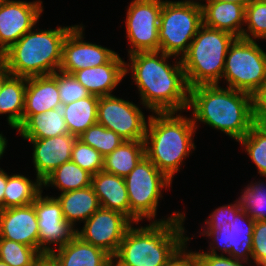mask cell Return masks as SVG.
<instances>
[{
    "instance_id": "cell-1",
    "label": "cell",
    "mask_w": 266,
    "mask_h": 266,
    "mask_svg": "<svg viewBox=\"0 0 266 266\" xmlns=\"http://www.w3.org/2000/svg\"><path fill=\"white\" fill-rule=\"evenodd\" d=\"M170 57L162 51L136 52L129 55L130 63L125 62V75L132 71L141 104L152 114L178 113L188 108L189 87L182 61L176 59L171 65L167 60Z\"/></svg>"
},
{
    "instance_id": "cell-2",
    "label": "cell",
    "mask_w": 266,
    "mask_h": 266,
    "mask_svg": "<svg viewBox=\"0 0 266 266\" xmlns=\"http://www.w3.org/2000/svg\"><path fill=\"white\" fill-rule=\"evenodd\" d=\"M218 84L189 88L188 109H193L192 120L221 130L240 141L254 124L255 98L245 92L219 87Z\"/></svg>"
},
{
    "instance_id": "cell-3",
    "label": "cell",
    "mask_w": 266,
    "mask_h": 266,
    "mask_svg": "<svg viewBox=\"0 0 266 266\" xmlns=\"http://www.w3.org/2000/svg\"><path fill=\"white\" fill-rule=\"evenodd\" d=\"M170 216L152 220L140 228L131 225L112 257L113 266H164L185 242L192 239L185 236V215L173 212Z\"/></svg>"
},
{
    "instance_id": "cell-4",
    "label": "cell",
    "mask_w": 266,
    "mask_h": 266,
    "mask_svg": "<svg viewBox=\"0 0 266 266\" xmlns=\"http://www.w3.org/2000/svg\"><path fill=\"white\" fill-rule=\"evenodd\" d=\"M149 115L145 134V156L171 181L184 159L196 146L197 130L191 117L175 112ZM177 115V116H175Z\"/></svg>"
},
{
    "instance_id": "cell-5",
    "label": "cell",
    "mask_w": 266,
    "mask_h": 266,
    "mask_svg": "<svg viewBox=\"0 0 266 266\" xmlns=\"http://www.w3.org/2000/svg\"><path fill=\"white\" fill-rule=\"evenodd\" d=\"M73 27L32 28L0 56V61L14 76L51 75L60 68L63 42Z\"/></svg>"
},
{
    "instance_id": "cell-6",
    "label": "cell",
    "mask_w": 266,
    "mask_h": 266,
    "mask_svg": "<svg viewBox=\"0 0 266 266\" xmlns=\"http://www.w3.org/2000/svg\"><path fill=\"white\" fill-rule=\"evenodd\" d=\"M232 34L202 25L181 58L189 88L219 84Z\"/></svg>"
},
{
    "instance_id": "cell-7",
    "label": "cell",
    "mask_w": 266,
    "mask_h": 266,
    "mask_svg": "<svg viewBox=\"0 0 266 266\" xmlns=\"http://www.w3.org/2000/svg\"><path fill=\"white\" fill-rule=\"evenodd\" d=\"M202 25L200 2L165 0L159 19V51L181 59Z\"/></svg>"
},
{
    "instance_id": "cell-8",
    "label": "cell",
    "mask_w": 266,
    "mask_h": 266,
    "mask_svg": "<svg viewBox=\"0 0 266 266\" xmlns=\"http://www.w3.org/2000/svg\"><path fill=\"white\" fill-rule=\"evenodd\" d=\"M223 78L229 88L255 98L266 86V52L255 40L235 38L227 51Z\"/></svg>"
},
{
    "instance_id": "cell-9",
    "label": "cell",
    "mask_w": 266,
    "mask_h": 266,
    "mask_svg": "<svg viewBox=\"0 0 266 266\" xmlns=\"http://www.w3.org/2000/svg\"><path fill=\"white\" fill-rule=\"evenodd\" d=\"M130 203V220L136 225L144 218L156 217L163 188L172 181L162 173L146 156L124 178Z\"/></svg>"
},
{
    "instance_id": "cell-10",
    "label": "cell",
    "mask_w": 266,
    "mask_h": 266,
    "mask_svg": "<svg viewBox=\"0 0 266 266\" xmlns=\"http://www.w3.org/2000/svg\"><path fill=\"white\" fill-rule=\"evenodd\" d=\"M255 222L241 209L232 222L206 223L207 228L205 227L200 234L213 239V243L210 242L209 245L211 250L207 253L218 255L217 248L222 251V255L224 252L237 260L250 261L252 259V235Z\"/></svg>"
},
{
    "instance_id": "cell-11",
    "label": "cell",
    "mask_w": 266,
    "mask_h": 266,
    "mask_svg": "<svg viewBox=\"0 0 266 266\" xmlns=\"http://www.w3.org/2000/svg\"><path fill=\"white\" fill-rule=\"evenodd\" d=\"M164 0H132L127 8L128 54L159 51V19Z\"/></svg>"
},
{
    "instance_id": "cell-12",
    "label": "cell",
    "mask_w": 266,
    "mask_h": 266,
    "mask_svg": "<svg viewBox=\"0 0 266 266\" xmlns=\"http://www.w3.org/2000/svg\"><path fill=\"white\" fill-rule=\"evenodd\" d=\"M141 108L114 95L99 97L97 123L124 140H145L148 121ZM147 121V122H146Z\"/></svg>"
},
{
    "instance_id": "cell-13",
    "label": "cell",
    "mask_w": 266,
    "mask_h": 266,
    "mask_svg": "<svg viewBox=\"0 0 266 266\" xmlns=\"http://www.w3.org/2000/svg\"><path fill=\"white\" fill-rule=\"evenodd\" d=\"M131 225L133 222L123 213L100 207L84 222L80 231L76 229L75 235L113 257Z\"/></svg>"
},
{
    "instance_id": "cell-14",
    "label": "cell",
    "mask_w": 266,
    "mask_h": 266,
    "mask_svg": "<svg viewBox=\"0 0 266 266\" xmlns=\"http://www.w3.org/2000/svg\"><path fill=\"white\" fill-rule=\"evenodd\" d=\"M33 206L39 227V252L50 255L53 251L51 244L62 247L75 236L76 229L64 219L61 204L55 197L42 196L41 193Z\"/></svg>"
},
{
    "instance_id": "cell-15",
    "label": "cell",
    "mask_w": 266,
    "mask_h": 266,
    "mask_svg": "<svg viewBox=\"0 0 266 266\" xmlns=\"http://www.w3.org/2000/svg\"><path fill=\"white\" fill-rule=\"evenodd\" d=\"M43 12L42 1L8 0L0 6V56L25 33L36 28Z\"/></svg>"
},
{
    "instance_id": "cell-16",
    "label": "cell",
    "mask_w": 266,
    "mask_h": 266,
    "mask_svg": "<svg viewBox=\"0 0 266 266\" xmlns=\"http://www.w3.org/2000/svg\"><path fill=\"white\" fill-rule=\"evenodd\" d=\"M84 26L74 25L67 34L62 46V61L59 71L73 74L76 71L107 63L115 51L83 40Z\"/></svg>"
},
{
    "instance_id": "cell-17",
    "label": "cell",
    "mask_w": 266,
    "mask_h": 266,
    "mask_svg": "<svg viewBox=\"0 0 266 266\" xmlns=\"http://www.w3.org/2000/svg\"><path fill=\"white\" fill-rule=\"evenodd\" d=\"M0 238L24 244L39 251V227L33 203L0 210Z\"/></svg>"
},
{
    "instance_id": "cell-18",
    "label": "cell",
    "mask_w": 266,
    "mask_h": 266,
    "mask_svg": "<svg viewBox=\"0 0 266 266\" xmlns=\"http://www.w3.org/2000/svg\"><path fill=\"white\" fill-rule=\"evenodd\" d=\"M77 137L67 133L45 139H25L33 144V164L36 178L43 181L62 164L71 160Z\"/></svg>"
},
{
    "instance_id": "cell-19",
    "label": "cell",
    "mask_w": 266,
    "mask_h": 266,
    "mask_svg": "<svg viewBox=\"0 0 266 266\" xmlns=\"http://www.w3.org/2000/svg\"><path fill=\"white\" fill-rule=\"evenodd\" d=\"M72 75L91 95L109 96L126 76L125 61L116 53L107 63L76 71Z\"/></svg>"
},
{
    "instance_id": "cell-20",
    "label": "cell",
    "mask_w": 266,
    "mask_h": 266,
    "mask_svg": "<svg viewBox=\"0 0 266 266\" xmlns=\"http://www.w3.org/2000/svg\"><path fill=\"white\" fill-rule=\"evenodd\" d=\"M50 257L57 266H113L110 254L76 235L62 247L53 249Z\"/></svg>"
},
{
    "instance_id": "cell-21",
    "label": "cell",
    "mask_w": 266,
    "mask_h": 266,
    "mask_svg": "<svg viewBox=\"0 0 266 266\" xmlns=\"http://www.w3.org/2000/svg\"><path fill=\"white\" fill-rule=\"evenodd\" d=\"M61 107L57 81L51 75L27 78L23 124L32 115Z\"/></svg>"
},
{
    "instance_id": "cell-22",
    "label": "cell",
    "mask_w": 266,
    "mask_h": 266,
    "mask_svg": "<svg viewBox=\"0 0 266 266\" xmlns=\"http://www.w3.org/2000/svg\"><path fill=\"white\" fill-rule=\"evenodd\" d=\"M203 25L242 37L245 6L231 2L206 1L202 4Z\"/></svg>"
},
{
    "instance_id": "cell-23",
    "label": "cell",
    "mask_w": 266,
    "mask_h": 266,
    "mask_svg": "<svg viewBox=\"0 0 266 266\" xmlns=\"http://www.w3.org/2000/svg\"><path fill=\"white\" fill-rule=\"evenodd\" d=\"M91 186L101 207L121 212L130 219V203L123 177L102 170L92 176Z\"/></svg>"
},
{
    "instance_id": "cell-24",
    "label": "cell",
    "mask_w": 266,
    "mask_h": 266,
    "mask_svg": "<svg viewBox=\"0 0 266 266\" xmlns=\"http://www.w3.org/2000/svg\"><path fill=\"white\" fill-rule=\"evenodd\" d=\"M61 204L64 219L75 228V223H83L100 207V202L92 186L66 191L55 197Z\"/></svg>"
},
{
    "instance_id": "cell-25",
    "label": "cell",
    "mask_w": 266,
    "mask_h": 266,
    "mask_svg": "<svg viewBox=\"0 0 266 266\" xmlns=\"http://www.w3.org/2000/svg\"><path fill=\"white\" fill-rule=\"evenodd\" d=\"M26 85V77L12 75L0 92V114H8V125L16 131L23 125Z\"/></svg>"
},
{
    "instance_id": "cell-26",
    "label": "cell",
    "mask_w": 266,
    "mask_h": 266,
    "mask_svg": "<svg viewBox=\"0 0 266 266\" xmlns=\"http://www.w3.org/2000/svg\"><path fill=\"white\" fill-rule=\"evenodd\" d=\"M17 131L23 139H45L69 133L61 108L32 115Z\"/></svg>"
},
{
    "instance_id": "cell-27",
    "label": "cell",
    "mask_w": 266,
    "mask_h": 266,
    "mask_svg": "<svg viewBox=\"0 0 266 266\" xmlns=\"http://www.w3.org/2000/svg\"><path fill=\"white\" fill-rule=\"evenodd\" d=\"M144 156V140H125L104 157L103 171L125 178Z\"/></svg>"
},
{
    "instance_id": "cell-28",
    "label": "cell",
    "mask_w": 266,
    "mask_h": 266,
    "mask_svg": "<svg viewBox=\"0 0 266 266\" xmlns=\"http://www.w3.org/2000/svg\"><path fill=\"white\" fill-rule=\"evenodd\" d=\"M99 97L90 95L84 99L62 105L61 110L70 134L77 138L97 123Z\"/></svg>"
},
{
    "instance_id": "cell-29",
    "label": "cell",
    "mask_w": 266,
    "mask_h": 266,
    "mask_svg": "<svg viewBox=\"0 0 266 266\" xmlns=\"http://www.w3.org/2000/svg\"><path fill=\"white\" fill-rule=\"evenodd\" d=\"M43 184L39 178L35 181L28 177L7 174V184L4 191V209L32 204L43 193Z\"/></svg>"
},
{
    "instance_id": "cell-30",
    "label": "cell",
    "mask_w": 266,
    "mask_h": 266,
    "mask_svg": "<svg viewBox=\"0 0 266 266\" xmlns=\"http://www.w3.org/2000/svg\"><path fill=\"white\" fill-rule=\"evenodd\" d=\"M92 175L83 170L72 160L62 164L43 181L44 187L50 186L59 189L61 193L86 188L91 185Z\"/></svg>"
},
{
    "instance_id": "cell-31",
    "label": "cell",
    "mask_w": 266,
    "mask_h": 266,
    "mask_svg": "<svg viewBox=\"0 0 266 266\" xmlns=\"http://www.w3.org/2000/svg\"><path fill=\"white\" fill-rule=\"evenodd\" d=\"M78 139L96 149L103 157L110 154L125 141L114 131L98 123L90 126Z\"/></svg>"
},
{
    "instance_id": "cell-32",
    "label": "cell",
    "mask_w": 266,
    "mask_h": 266,
    "mask_svg": "<svg viewBox=\"0 0 266 266\" xmlns=\"http://www.w3.org/2000/svg\"><path fill=\"white\" fill-rule=\"evenodd\" d=\"M41 256L36 248L0 238V259L9 266H32Z\"/></svg>"
},
{
    "instance_id": "cell-33",
    "label": "cell",
    "mask_w": 266,
    "mask_h": 266,
    "mask_svg": "<svg viewBox=\"0 0 266 266\" xmlns=\"http://www.w3.org/2000/svg\"><path fill=\"white\" fill-rule=\"evenodd\" d=\"M241 208L255 221H266V187L260 181L247 185L238 198Z\"/></svg>"
},
{
    "instance_id": "cell-34",
    "label": "cell",
    "mask_w": 266,
    "mask_h": 266,
    "mask_svg": "<svg viewBox=\"0 0 266 266\" xmlns=\"http://www.w3.org/2000/svg\"><path fill=\"white\" fill-rule=\"evenodd\" d=\"M239 143L245 147L244 150L258 168L260 176L266 177V134L253 124Z\"/></svg>"
},
{
    "instance_id": "cell-35",
    "label": "cell",
    "mask_w": 266,
    "mask_h": 266,
    "mask_svg": "<svg viewBox=\"0 0 266 266\" xmlns=\"http://www.w3.org/2000/svg\"><path fill=\"white\" fill-rule=\"evenodd\" d=\"M245 24L247 29H243L241 38L266 40V4L260 0H251L245 7Z\"/></svg>"
},
{
    "instance_id": "cell-36",
    "label": "cell",
    "mask_w": 266,
    "mask_h": 266,
    "mask_svg": "<svg viewBox=\"0 0 266 266\" xmlns=\"http://www.w3.org/2000/svg\"><path fill=\"white\" fill-rule=\"evenodd\" d=\"M51 76L57 81L62 105L84 99L91 94L72 74L56 71Z\"/></svg>"
},
{
    "instance_id": "cell-37",
    "label": "cell",
    "mask_w": 266,
    "mask_h": 266,
    "mask_svg": "<svg viewBox=\"0 0 266 266\" xmlns=\"http://www.w3.org/2000/svg\"><path fill=\"white\" fill-rule=\"evenodd\" d=\"M71 160L92 176L103 170L104 157L78 138L72 148Z\"/></svg>"
},
{
    "instance_id": "cell-38",
    "label": "cell",
    "mask_w": 266,
    "mask_h": 266,
    "mask_svg": "<svg viewBox=\"0 0 266 266\" xmlns=\"http://www.w3.org/2000/svg\"><path fill=\"white\" fill-rule=\"evenodd\" d=\"M252 259L256 266H266V221H256L252 235Z\"/></svg>"
},
{
    "instance_id": "cell-39",
    "label": "cell",
    "mask_w": 266,
    "mask_h": 266,
    "mask_svg": "<svg viewBox=\"0 0 266 266\" xmlns=\"http://www.w3.org/2000/svg\"><path fill=\"white\" fill-rule=\"evenodd\" d=\"M198 266H245L248 262L237 260L235 258L222 254L214 255L206 252H196ZM243 263V264H242Z\"/></svg>"
},
{
    "instance_id": "cell-40",
    "label": "cell",
    "mask_w": 266,
    "mask_h": 266,
    "mask_svg": "<svg viewBox=\"0 0 266 266\" xmlns=\"http://www.w3.org/2000/svg\"><path fill=\"white\" fill-rule=\"evenodd\" d=\"M234 204H228L216 208L210 215L205 223H227L234 221L236 214L242 209L240 202L235 201Z\"/></svg>"
},
{
    "instance_id": "cell-41",
    "label": "cell",
    "mask_w": 266,
    "mask_h": 266,
    "mask_svg": "<svg viewBox=\"0 0 266 266\" xmlns=\"http://www.w3.org/2000/svg\"><path fill=\"white\" fill-rule=\"evenodd\" d=\"M186 244L185 242L164 266H198L196 252L186 251Z\"/></svg>"
},
{
    "instance_id": "cell-42",
    "label": "cell",
    "mask_w": 266,
    "mask_h": 266,
    "mask_svg": "<svg viewBox=\"0 0 266 266\" xmlns=\"http://www.w3.org/2000/svg\"><path fill=\"white\" fill-rule=\"evenodd\" d=\"M254 114H266V86L255 97Z\"/></svg>"
},
{
    "instance_id": "cell-43",
    "label": "cell",
    "mask_w": 266,
    "mask_h": 266,
    "mask_svg": "<svg viewBox=\"0 0 266 266\" xmlns=\"http://www.w3.org/2000/svg\"><path fill=\"white\" fill-rule=\"evenodd\" d=\"M7 184V173L0 168V210L4 209V191Z\"/></svg>"
},
{
    "instance_id": "cell-44",
    "label": "cell",
    "mask_w": 266,
    "mask_h": 266,
    "mask_svg": "<svg viewBox=\"0 0 266 266\" xmlns=\"http://www.w3.org/2000/svg\"><path fill=\"white\" fill-rule=\"evenodd\" d=\"M12 76L9 69L0 61V92L5 84V82Z\"/></svg>"
},
{
    "instance_id": "cell-45",
    "label": "cell",
    "mask_w": 266,
    "mask_h": 266,
    "mask_svg": "<svg viewBox=\"0 0 266 266\" xmlns=\"http://www.w3.org/2000/svg\"><path fill=\"white\" fill-rule=\"evenodd\" d=\"M254 124L266 134V114H254Z\"/></svg>"
},
{
    "instance_id": "cell-46",
    "label": "cell",
    "mask_w": 266,
    "mask_h": 266,
    "mask_svg": "<svg viewBox=\"0 0 266 266\" xmlns=\"http://www.w3.org/2000/svg\"><path fill=\"white\" fill-rule=\"evenodd\" d=\"M32 266H57L50 255H42Z\"/></svg>"
},
{
    "instance_id": "cell-47",
    "label": "cell",
    "mask_w": 266,
    "mask_h": 266,
    "mask_svg": "<svg viewBox=\"0 0 266 266\" xmlns=\"http://www.w3.org/2000/svg\"><path fill=\"white\" fill-rule=\"evenodd\" d=\"M7 147V140L6 137L0 134V159L3 157V154L5 153V149Z\"/></svg>"
},
{
    "instance_id": "cell-48",
    "label": "cell",
    "mask_w": 266,
    "mask_h": 266,
    "mask_svg": "<svg viewBox=\"0 0 266 266\" xmlns=\"http://www.w3.org/2000/svg\"><path fill=\"white\" fill-rule=\"evenodd\" d=\"M206 1L231 2V3L241 4L245 7L251 2V0H206Z\"/></svg>"
},
{
    "instance_id": "cell-49",
    "label": "cell",
    "mask_w": 266,
    "mask_h": 266,
    "mask_svg": "<svg viewBox=\"0 0 266 266\" xmlns=\"http://www.w3.org/2000/svg\"><path fill=\"white\" fill-rule=\"evenodd\" d=\"M0 266H9L7 263L3 262L1 259H0Z\"/></svg>"
},
{
    "instance_id": "cell-50",
    "label": "cell",
    "mask_w": 266,
    "mask_h": 266,
    "mask_svg": "<svg viewBox=\"0 0 266 266\" xmlns=\"http://www.w3.org/2000/svg\"><path fill=\"white\" fill-rule=\"evenodd\" d=\"M8 0H0V6L4 5Z\"/></svg>"
}]
</instances>
